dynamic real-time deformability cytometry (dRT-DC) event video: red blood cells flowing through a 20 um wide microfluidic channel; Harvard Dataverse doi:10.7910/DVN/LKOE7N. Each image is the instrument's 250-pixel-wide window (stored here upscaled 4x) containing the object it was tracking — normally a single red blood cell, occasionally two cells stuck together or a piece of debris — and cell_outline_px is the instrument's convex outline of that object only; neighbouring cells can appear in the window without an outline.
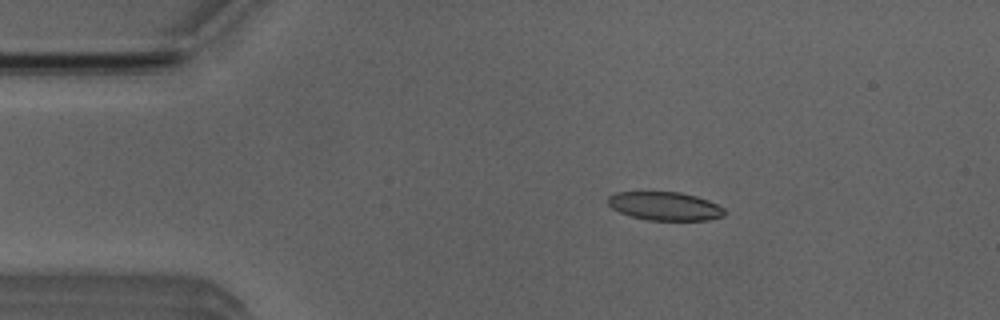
{"species": "Egyptian fruit bat (a non-hibernating species)", "species_latin": "Rousettus aegyptiacus", "temperature_condition": "room temperature", "stored_images_in_passage": 4, "camera_frame_rate_fps": 3000, "um_per_image_px": 0.085, "animal": {"sex": "male"}, "frame": {"image": 1, "passage_image": 3, "time_ms": 2.333, "image_size_px": [1000, 320], "cell_outline_px": [[724, 216], [708, 220], [648, 220], [632, 216], [620, 212], [612, 208], [608, 204], [608, 196], [616, 192], [680, 192], [696, 196], [708, 200], [724, 208]], "centroid_in_image_um": [56.51, 17.52], "position_along_channel_um": 28.5, "area_um2": 19.25}}
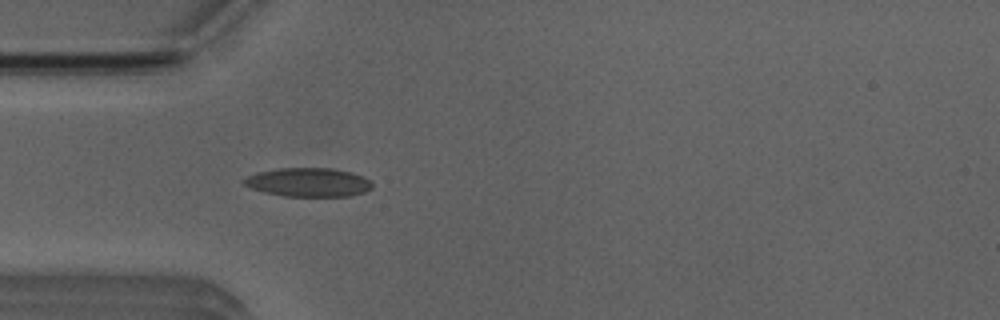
{"frame": {"image": 2, "passage_image": 4, "time_ms": 4.333, "image_size_px": [1000, 320], "cell_outline_px": [[372, 188], [364, 192], [352, 196], [284, 196], [264, 192], [252, 188], [244, 184], [240, 180], [256, 172], [280, 168], [332, 168], [352, 172], [368, 180], [372, 184]], "centroid_in_image_um": [26.19, 15.49], "position_along_channel_um": 58.8, "area_um2": 21.5}}